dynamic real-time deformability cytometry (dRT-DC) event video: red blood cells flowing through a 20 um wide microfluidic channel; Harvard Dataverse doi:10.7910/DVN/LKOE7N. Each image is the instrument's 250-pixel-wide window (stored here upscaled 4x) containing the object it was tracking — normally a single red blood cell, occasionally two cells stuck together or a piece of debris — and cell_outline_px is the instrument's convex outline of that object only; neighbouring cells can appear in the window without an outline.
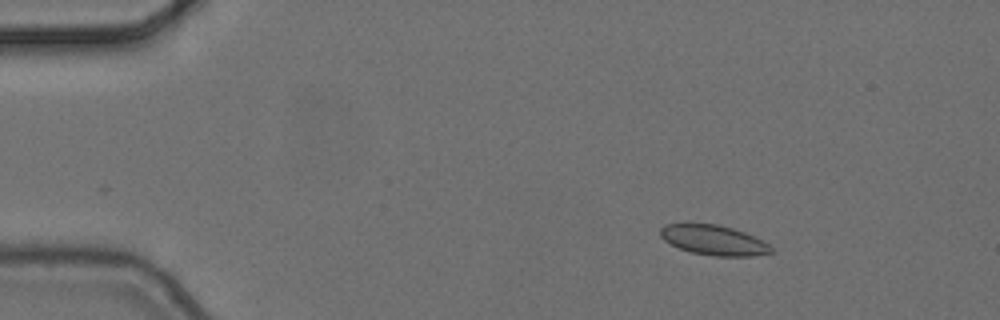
{"species": "common noctule bat (a hibernating species)", "species_latin": "Nyctalus noctula", "temperature_condition": "cold", "stored_images_in_passage": 8, "camera_frame_rate_fps": 3000, "um_per_image_px": 0.085, "animal": {"sex": "female", "body_mass_g": 24.6, "forearm_length_mm": 56.2}, "frame": {"image": 1, "passage_image": 1, "time_ms": 0.0, "image_size_px": [1000, 320], "cell_outline_px": [[776, 252], [752, 256], [712, 256], [692, 252], [680, 248], [664, 240], [660, 236], [660, 228], [664, 224], [688, 220], [716, 224], [732, 228], [744, 232], [768, 244]], "centroid_in_image_um": [60.59, 20.36], "position_along_channel_um": 24.4, "area_um2": 19.88}}
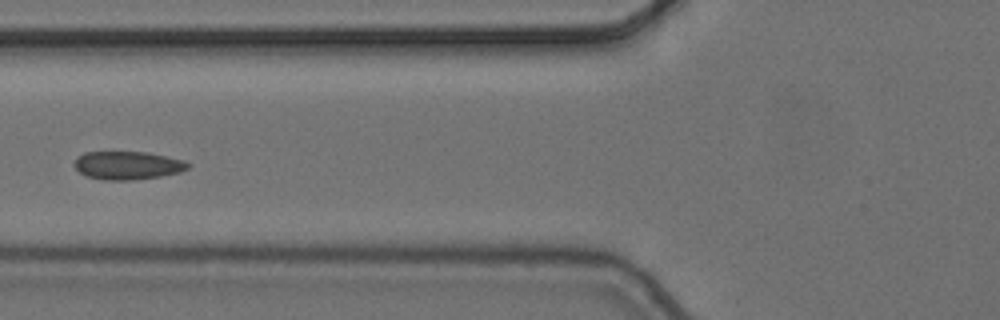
{"frame": {"image": 2, "passage_image": 5, "time_ms": 1.333, "image_size_px": [1000, 320], "cell_outline_px": [[192, 164], [188, 168], [180, 172], [160, 176], [132, 180], [104, 180], [88, 176], [80, 172], [72, 164], [76, 156], [84, 152], [148, 152], [184, 160]], "centroid_in_image_um": [10.84, 14.05], "position_along_channel_um": 115.0, "area_um2": 18.79}}
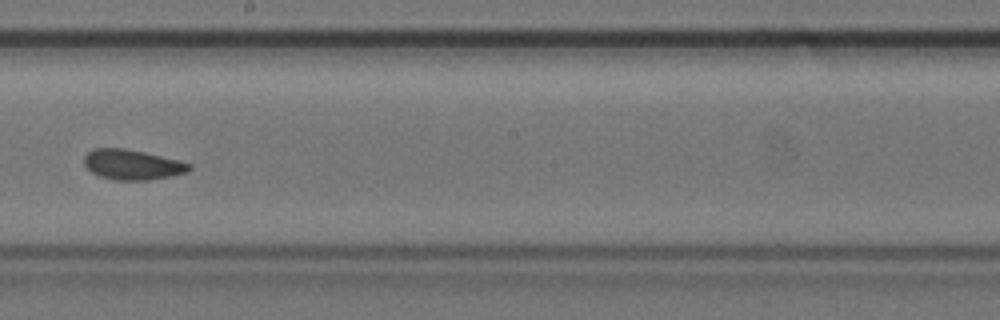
{"frame": {"image": 3, "passage_image": 8, "time_ms": 2.333, "image_size_px": [1000, 320], "cell_outline_px": [[192, 168], [188, 172], [172, 176], [148, 180], [112, 180], [100, 176], [92, 172], [84, 164], [84, 156], [92, 148], [124, 148], [144, 152], [180, 160], [192, 164]], "centroid_in_image_um": [11.27, 13.99], "position_along_channel_um": 236.9, "area_um2": 18.61}}